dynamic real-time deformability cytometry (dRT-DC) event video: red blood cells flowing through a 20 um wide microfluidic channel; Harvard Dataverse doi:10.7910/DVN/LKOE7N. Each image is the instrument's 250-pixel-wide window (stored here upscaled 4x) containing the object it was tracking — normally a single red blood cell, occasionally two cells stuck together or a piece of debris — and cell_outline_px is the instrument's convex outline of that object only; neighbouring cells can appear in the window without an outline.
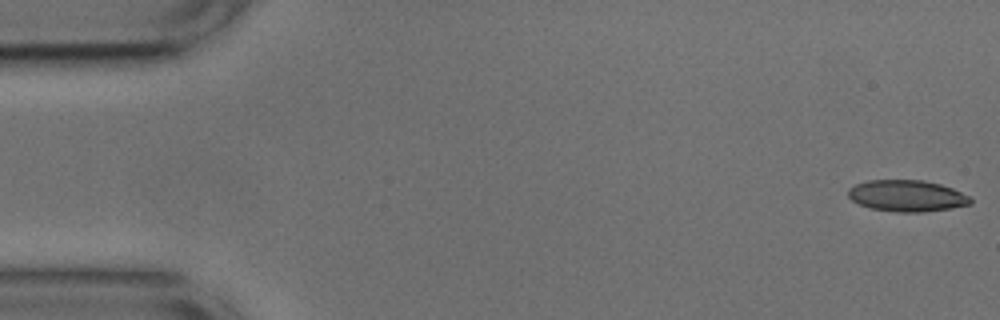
{"species": "common noctule bat (a hibernating species)", "species_latin": "Nyctalus noctula", "temperature_condition": "cold", "stored_images_in_passage": 8, "camera_frame_rate_fps": 3000, "um_per_image_px": 0.085, "animal": {"sex": "male", "body_mass_g": 17.9, "forearm_length_mm": 54.2}, "frame": {"image": 1, "passage_image": 1, "time_ms": 0.0, "image_size_px": [1000, 320], "cell_outline_px": [[972, 204], [952, 208], [920, 212], [896, 212], [872, 208], [860, 204], [852, 200], [848, 196], [848, 188], [856, 184], [868, 180], [924, 180], [940, 184], [952, 188], [972, 196]], "centroid_in_image_um": [77.13, 16.64], "position_along_channel_um": 7.9, "area_um2": 22.48}}